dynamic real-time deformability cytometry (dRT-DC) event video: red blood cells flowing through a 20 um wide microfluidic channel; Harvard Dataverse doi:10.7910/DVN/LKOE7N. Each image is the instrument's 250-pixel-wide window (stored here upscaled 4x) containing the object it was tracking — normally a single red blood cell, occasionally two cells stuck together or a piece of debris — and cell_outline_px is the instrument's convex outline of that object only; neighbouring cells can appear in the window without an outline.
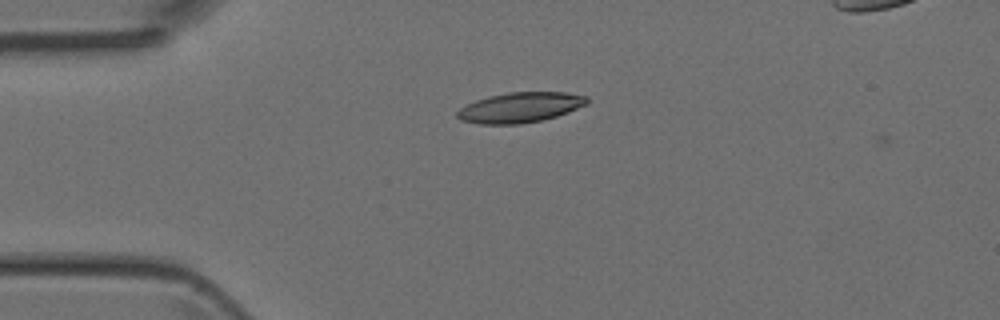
{"species": "Egyptian fruit bat (a non-hibernating species)", "species_latin": "Rousettus aegyptiacus", "temperature_condition": "room temperature", "stored_images_in_passage": 7, "camera_frame_rate_fps": 3000, "um_per_image_px": 0.085, "animal": {"sex": "female"}, "frame": {"image": 1, "passage_image": 6, "time_ms": 1.667, "image_size_px": [1000, 320], "cell_outline_px": [[588, 104], [568, 112], [544, 120], [520, 124], [480, 124], [460, 120], [456, 116], [456, 112], [460, 108], [476, 100], [488, 96], [508, 92], [564, 92], [588, 96]], "centroid_in_image_um": [44.22, 9.13], "position_along_channel_um": 40.8, "area_um2": 22.95}}